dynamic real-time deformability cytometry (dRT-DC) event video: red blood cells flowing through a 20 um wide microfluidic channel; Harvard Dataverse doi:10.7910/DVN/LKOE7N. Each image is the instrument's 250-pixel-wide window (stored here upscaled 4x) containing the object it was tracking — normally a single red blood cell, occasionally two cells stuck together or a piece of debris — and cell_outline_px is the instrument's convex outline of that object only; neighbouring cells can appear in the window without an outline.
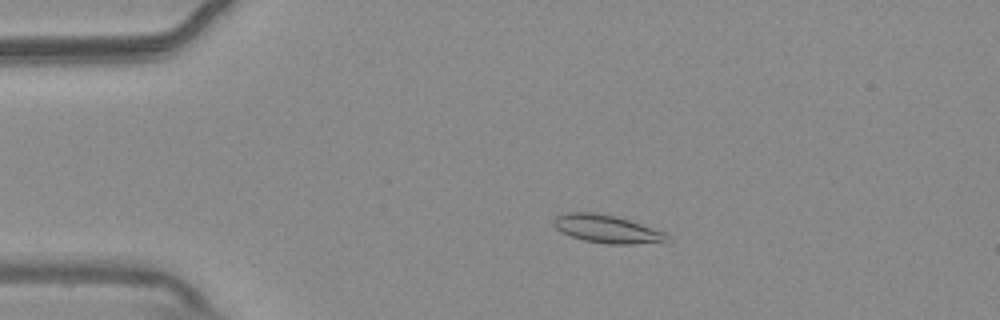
{"species": "common noctule bat (a hibernating species)", "species_latin": "Nyctalus noctula", "temperature_condition": "warm", "stored_images_in_passage": 49, "camera_frame_rate_fps": 3000, "um_per_image_px": 0.085, "animal": {"sex": "male", "body_mass_g": 20.4}, "frame": {"image": 1, "passage_image": 6, "time_ms": 1.667, "image_size_px": [1000, 320], "cell_outline_px": [[672, 240], [668, 244], [604, 244], [584, 240], [560, 232], [552, 224], [552, 220], [556, 216], [568, 212], [592, 212], [616, 216], [664, 232]], "centroid_in_image_um": [51.65, 19.49], "position_along_channel_um": 33.4, "area_um2": 18.84}}
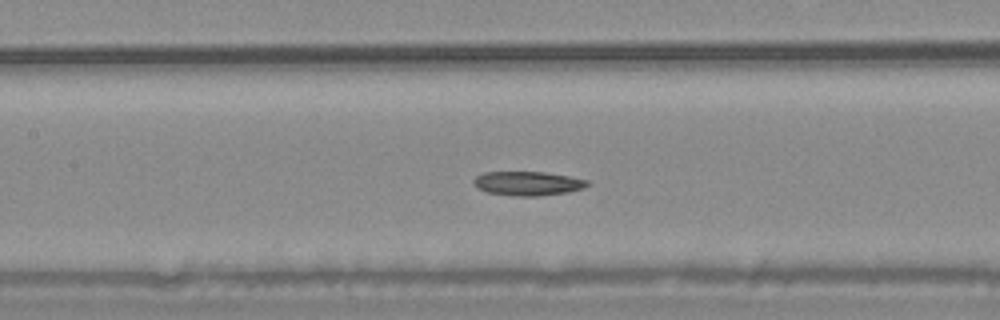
{"frame": {"image": 2, "passage_image": 20, "time_ms": 6.333, "image_size_px": [1000, 320], "cell_outline_px": [[592, 184], [584, 188], [568, 192], [536, 196], [512, 196], [488, 192], [476, 188], [472, 180], [476, 176], [484, 172], [544, 172], [568, 176], [588, 180]], "centroid_in_image_um": [44.86, 15.59], "position_along_channel_um": 162.5, "area_um2": 16.07}}
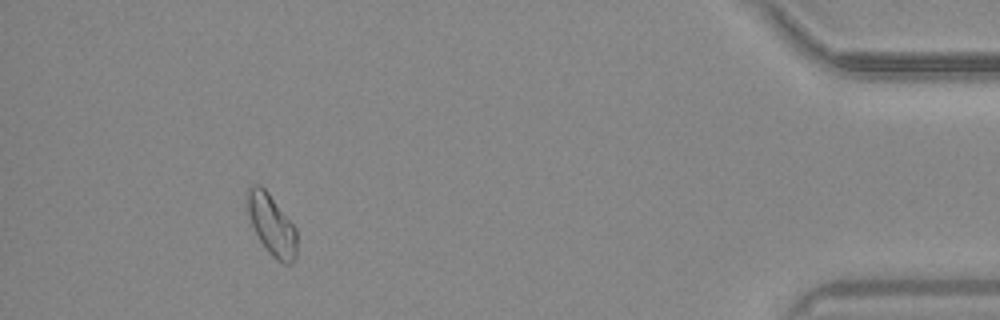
{"frame": {"image": 3, "passage_image": 45, "time_ms": 14.667, "image_size_px": [1000, 320], "cell_outline_px": [[296, 256], [292, 264], [284, 264], [276, 260], [268, 252], [260, 240], [252, 224], [248, 212], [248, 188], [256, 184], [260, 184], [268, 192], [296, 228]], "centroid_in_image_um": [23.12, 19.14], "position_along_channel_um": 412.1, "area_um2": 17.22}}